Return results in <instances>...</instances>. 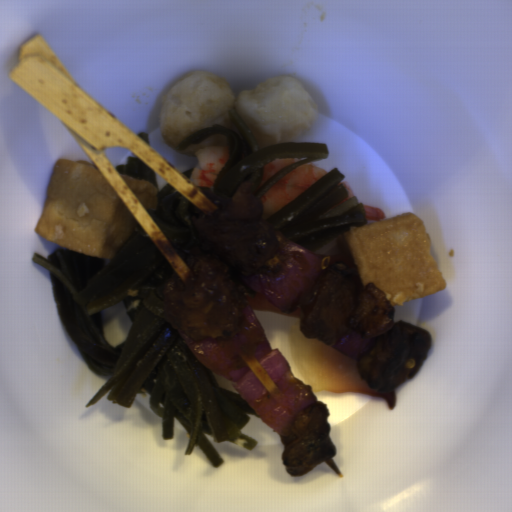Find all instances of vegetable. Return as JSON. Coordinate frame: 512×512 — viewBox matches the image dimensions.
<instances>
[{
    "label": "vegetable",
    "instance_id": "obj_1",
    "mask_svg": "<svg viewBox=\"0 0 512 512\" xmlns=\"http://www.w3.org/2000/svg\"><path fill=\"white\" fill-rule=\"evenodd\" d=\"M281 253L269 261L277 275H255L244 286L245 322L231 339H201L186 343L194 357L226 377L265 425L279 436L292 432L299 411L317 398L312 387L297 378L279 348H272L253 309L298 318L299 300L306 297L322 272L320 260L305 247L277 234Z\"/></svg>",
    "mask_w": 512,
    "mask_h": 512
},
{
    "label": "vegetable",
    "instance_id": "obj_2",
    "mask_svg": "<svg viewBox=\"0 0 512 512\" xmlns=\"http://www.w3.org/2000/svg\"><path fill=\"white\" fill-rule=\"evenodd\" d=\"M333 345L339 352L352 358H359L377 343L374 338L365 337L357 330H347L343 338Z\"/></svg>",
    "mask_w": 512,
    "mask_h": 512
}]
</instances>
